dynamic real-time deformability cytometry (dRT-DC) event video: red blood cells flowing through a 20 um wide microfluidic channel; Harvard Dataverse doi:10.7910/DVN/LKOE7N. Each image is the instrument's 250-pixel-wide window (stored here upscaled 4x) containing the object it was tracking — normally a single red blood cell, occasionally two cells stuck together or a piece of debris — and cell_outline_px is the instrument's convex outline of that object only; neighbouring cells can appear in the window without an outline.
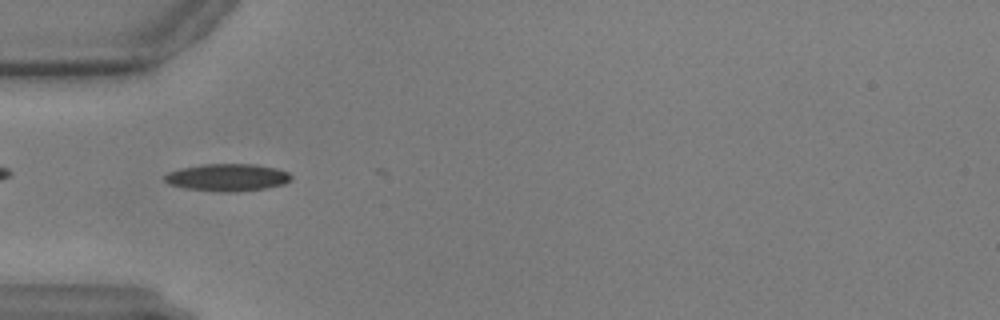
{"species": "common noctule bat (a hibernating species)", "species_latin": "Nyctalus noctula", "temperature_condition": "warm", "stored_images_in_passage": 34, "camera_frame_rate_fps": 3000, "um_per_image_px": 0.085, "animal": {"sex": "male", "body_mass_g": 17.9, "forearm_length_mm": 54.2}, "frame": {"image": 1, "passage_image": 3, "time_ms": 0.667, "image_size_px": [1000, 320], "cell_outline_px": [[292, 180], [284, 184], [268, 188], [236, 192], [220, 192], [188, 188], [168, 184], [164, 180], [164, 176], [168, 172], [180, 168], [200, 164], [256, 164], [276, 168], [288, 172], [292, 176]], "centroid_in_image_um": [19.35, 15.08], "position_along_channel_um": 65.6, "area_um2": 20.35}}
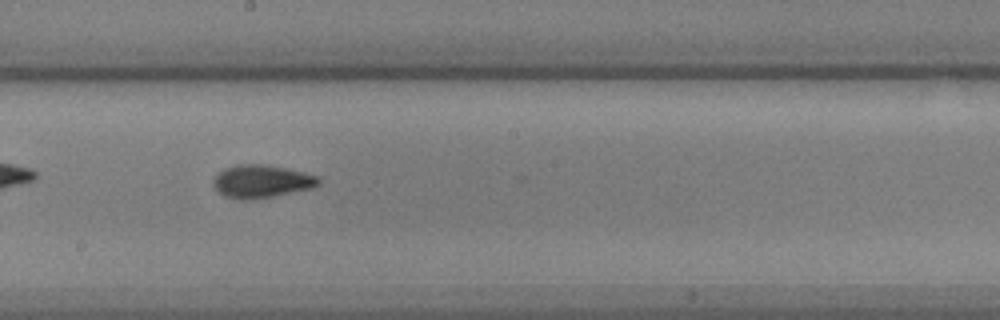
{"frame": {"image": 2, "passage_image": 17, "time_ms": 5.333, "image_size_px": [1000, 320], "cell_outline_px": [[320, 184], [312, 188], [252, 200], [236, 200], [224, 196], [216, 192], [212, 184], [212, 180], [224, 168], [236, 164], [264, 164], [304, 172], [320, 176]], "centroid_in_image_um": [22.19, 15.42], "position_along_channel_um": 226.0, "area_um2": 20.46}}
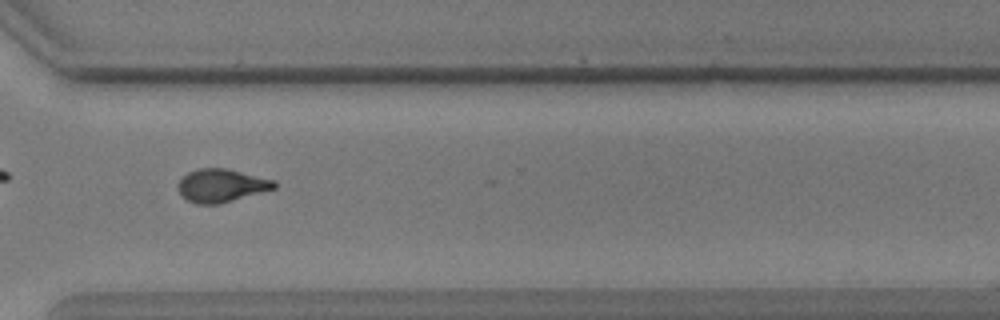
{"frame": {"image": 3, "passage_image": 28, "time_ms": 9.0, "image_size_px": [1000, 320], "cell_outline_px": [[276, 188], [220, 204], [196, 204], [180, 196], [176, 184], [188, 172], [196, 168], [228, 168], [276, 180]], "centroid_in_image_um": [18.8, 15.76], "position_along_channel_um": 351.8, "area_um2": 18.84}}